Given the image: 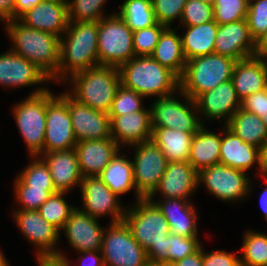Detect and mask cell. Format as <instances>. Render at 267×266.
Listing matches in <instances>:
<instances>
[{"label":"cell","instance_id":"27","mask_svg":"<svg viewBox=\"0 0 267 266\" xmlns=\"http://www.w3.org/2000/svg\"><path fill=\"white\" fill-rule=\"evenodd\" d=\"M231 81L240 100L267 88V59L252 56L236 61Z\"/></svg>","mask_w":267,"mask_h":266},{"label":"cell","instance_id":"58","mask_svg":"<svg viewBox=\"0 0 267 266\" xmlns=\"http://www.w3.org/2000/svg\"><path fill=\"white\" fill-rule=\"evenodd\" d=\"M0 266H9V263L7 262L5 256L0 251Z\"/></svg>","mask_w":267,"mask_h":266},{"label":"cell","instance_id":"40","mask_svg":"<svg viewBox=\"0 0 267 266\" xmlns=\"http://www.w3.org/2000/svg\"><path fill=\"white\" fill-rule=\"evenodd\" d=\"M14 189L20 210H38L39 207L54 193L56 189H37L26 185L19 177H16Z\"/></svg>","mask_w":267,"mask_h":266},{"label":"cell","instance_id":"25","mask_svg":"<svg viewBox=\"0 0 267 266\" xmlns=\"http://www.w3.org/2000/svg\"><path fill=\"white\" fill-rule=\"evenodd\" d=\"M119 148L113 138L77 142L74 149L82 176H99Z\"/></svg>","mask_w":267,"mask_h":266},{"label":"cell","instance_id":"29","mask_svg":"<svg viewBox=\"0 0 267 266\" xmlns=\"http://www.w3.org/2000/svg\"><path fill=\"white\" fill-rule=\"evenodd\" d=\"M196 132H185L166 127L152 129L151 140L164 153L168 162L188 161L192 137Z\"/></svg>","mask_w":267,"mask_h":266},{"label":"cell","instance_id":"24","mask_svg":"<svg viewBox=\"0 0 267 266\" xmlns=\"http://www.w3.org/2000/svg\"><path fill=\"white\" fill-rule=\"evenodd\" d=\"M111 120V137L117 145H135L151 140V110L143 109L139 112L121 116H109Z\"/></svg>","mask_w":267,"mask_h":266},{"label":"cell","instance_id":"44","mask_svg":"<svg viewBox=\"0 0 267 266\" xmlns=\"http://www.w3.org/2000/svg\"><path fill=\"white\" fill-rule=\"evenodd\" d=\"M180 20L184 26H196L214 20L213 4L201 0H188Z\"/></svg>","mask_w":267,"mask_h":266},{"label":"cell","instance_id":"7","mask_svg":"<svg viewBox=\"0 0 267 266\" xmlns=\"http://www.w3.org/2000/svg\"><path fill=\"white\" fill-rule=\"evenodd\" d=\"M133 31L118 15L111 14L98 21L99 65L120 67L133 59Z\"/></svg>","mask_w":267,"mask_h":266},{"label":"cell","instance_id":"16","mask_svg":"<svg viewBox=\"0 0 267 266\" xmlns=\"http://www.w3.org/2000/svg\"><path fill=\"white\" fill-rule=\"evenodd\" d=\"M68 107L77 142L112 138L111 120L108 113L90 108L69 93Z\"/></svg>","mask_w":267,"mask_h":266},{"label":"cell","instance_id":"42","mask_svg":"<svg viewBox=\"0 0 267 266\" xmlns=\"http://www.w3.org/2000/svg\"><path fill=\"white\" fill-rule=\"evenodd\" d=\"M143 98L144 96L140 95L136 91L120 84L108 115L121 116L128 113L142 111L144 109L142 106Z\"/></svg>","mask_w":267,"mask_h":266},{"label":"cell","instance_id":"32","mask_svg":"<svg viewBox=\"0 0 267 266\" xmlns=\"http://www.w3.org/2000/svg\"><path fill=\"white\" fill-rule=\"evenodd\" d=\"M184 27L187 28V32L181 36V40L186 60L214 53V44L219 28L214 20L196 26Z\"/></svg>","mask_w":267,"mask_h":266},{"label":"cell","instance_id":"35","mask_svg":"<svg viewBox=\"0 0 267 266\" xmlns=\"http://www.w3.org/2000/svg\"><path fill=\"white\" fill-rule=\"evenodd\" d=\"M117 14L133 32L151 27L157 23L152 0H125Z\"/></svg>","mask_w":267,"mask_h":266},{"label":"cell","instance_id":"14","mask_svg":"<svg viewBox=\"0 0 267 266\" xmlns=\"http://www.w3.org/2000/svg\"><path fill=\"white\" fill-rule=\"evenodd\" d=\"M12 214L25 238L37 247V258L65 257V254L55 249L61 232L44 219L37 210L18 209Z\"/></svg>","mask_w":267,"mask_h":266},{"label":"cell","instance_id":"30","mask_svg":"<svg viewBox=\"0 0 267 266\" xmlns=\"http://www.w3.org/2000/svg\"><path fill=\"white\" fill-rule=\"evenodd\" d=\"M220 147L221 135L206 130L203 125L192 137L188 162L197 172L219 164Z\"/></svg>","mask_w":267,"mask_h":266},{"label":"cell","instance_id":"12","mask_svg":"<svg viewBox=\"0 0 267 266\" xmlns=\"http://www.w3.org/2000/svg\"><path fill=\"white\" fill-rule=\"evenodd\" d=\"M177 93H180L187 102L183 103L172 95L159 97L153 102L150 108L152 129L166 127L185 132H197L205 125L195 113L198 111L195 100L180 90Z\"/></svg>","mask_w":267,"mask_h":266},{"label":"cell","instance_id":"28","mask_svg":"<svg viewBox=\"0 0 267 266\" xmlns=\"http://www.w3.org/2000/svg\"><path fill=\"white\" fill-rule=\"evenodd\" d=\"M166 218L172 234L197 237V213L189 200L164 198L157 202L149 198Z\"/></svg>","mask_w":267,"mask_h":266},{"label":"cell","instance_id":"41","mask_svg":"<svg viewBox=\"0 0 267 266\" xmlns=\"http://www.w3.org/2000/svg\"><path fill=\"white\" fill-rule=\"evenodd\" d=\"M249 0H214V21L218 25L246 19Z\"/></svg>","mask_w":267,"mask_h":266},{"label":"cell","instance_id":"21","mask_svg":"<svg viewBox=\"0 0 267 266\" xmlns=\"http://www.w3.org/2000/svg\"><path fill=\"white\" fill-rule=\"evenodd\" d=\"M198 112L209 120L226 119L229 122L234 113L241 108V100L235 91L231 80L226 81L214 89L202 93L195 99ZM203 113V114H202Z\"/></svg>","mask_w":267,"mask_h":266},{"label":"cell","instance_id":"6","mask_svg":"<svg viewBox=\"0 0 267 266\" xmlns=\"http://www.w3.org/2000/svg\"><path fill=\"white\" fill-rule=\"evenodd\" d=\"M236 60L211 53L187 60L180 77V91L193 100L223 82L231 80Z\"/></svg>","mask_w":267,"mask_h":266},{"label":"cell","instance_id":"20","mask_svg":"<svg viewBox=\"0 0 267 266\" xmlns=\"http://www.w3.org/2000/svg\"><path fill=\"white\" fill-rule=\"evenodd\" d=\"M198 186V172L188 161L168 162L159 186L149 198L160 192L164 198L188 200Z\"/></svg>","mask_w":267,"mask_h":266},{"label":"cell","instance_id":"3","mask_svg":"<svg viewBox=\"0 0 267 266\" xmlns=\"http://www.w3.org/2000/svg\"><path fill=\"white\" fill-rule=\"evenodd\" d=\"M5 23L14 43L10 50L35 64L51 81H58L60 37L28 27L19 19Z\"/></svg>","mask_w":267,"mask_h":266},{"label":"cell","instance_id":"5","mask_svg":"<svg viewBox=\"0 0 267 266\" xmlns=\"http://www.w3.org/2000/svg\"><path fill=\"white\" fill-rule=\"evenodd\" d=\"M73 89L69 94L94 110L109 113L121 84L119 67L98 65L71 75Z\"/></svg>","mask_w":267,"mask_h":266},{"label":"cell","instance_id":"2","mask_svg":"<svg viewBox=\"0 0 267 266\" xmlns=\"http://www.w3.org/2000/svg\"><path fill=\"white\" fill-rule=\"evenodd\" d=\"M63 35L60 38L58 82H66L74 73L99 65L98 21L69 22Z\"/></svg>","mask_w":267,"mask_h":266},{"label":"cell","instance_id":"11","mask_svg":"<svg viewBox=\"0 0 267 266\" xmlns=\"http://www.w3.org/2000/svg\"><path fill=\"white\" fill-rule=\"evenodd\" d=\"M132 146L136 147L132 164L136 201H138L141 198H149L157 189L168 160L152 140Z\"/></svg>","mask_w":267,"mask_h":266},{"label":"cell","instance_id":"18","mask_svg":"<svg viewBox=\"0 0 267 266\" xmlns=\"http://www.w3.org/2000/svg\"><path fill=\"white\" fill-rule=\"evenodd\" d=\"M74 250L81 251H100L103 241L104 228L98 224L94 218L79 208L70 214L62 230Z\"/></svg>","mask_w":267,"mask_h":266},{"label":"cell","instance_id":"48","mask_svg":"<svg viewBox=\"0 0 267 266\" xmlns=\"http://www.w3.org/2000/svg\"><path fill=\"white\" fill-rule=\"evenodd\" d=\"M241 109L256 114L267 127V88L241 100Z\"/></svg>","mask_w":267,"mask_h":266},{"label":"cell","instance_id":"19","mask_svg":"<svg viewBox=\"0 0 267 266\" xmlns=\"http://www.w3.org/2000/svg\"><path fill=\"white\" fill-rule=\"evenodd\" d=\"M19 20L28 27L52 33L61 38L68 26L67 2L63 0H42Z\"/></svg>","mask_w":267,"mask_h":266},{"label":"cell","instance_id":"38","mask_svg":"<svg viewBox=\"0 0 267 266\" xmlns=\"http://www.w3.org/2000/svg\"><path fill=\"white\" fill-rule=\"evenodd\" d=\"M32 158H34L33 162L17 176L32 188L55 189L47 163L40 156H32Z\"/></svg>","mask_w":267,"mask_h":266},{"label":"cell","instance_id":"60","mask_svg":"<svg viewBox=\"0 0 267 266\" xmlns=\"http://www.w3.org/2000/svg\"><path fill=\"white\" fill-rule=\"evenodd\" d=\"M203 2H207V3H210V4H213L214 0H201Z\"/></svg>","mask_w":267,"mask_h":266},{"label":"cell","instance_id":"17","mask_svg":"<svg viewBox=\"0 0 267 266\" xmlns=\"http://www.w3.org/2000/svg\"><path fill=\"white\" fill-rule=\"evenodd\" d=\"M214 53L236 61L255 56V40L251 37L246 19L219 25Z\"/></svg>","mask_w":267,"mask_h":266},{"label":"cell","instance_id":"52","mask_svg":"<svg viewBox=\"0 0 267 266\" xmlns=\"http://www.w3.org/2000/svg\"><path fill=\"white\" fill-rule=\"evenodd\" d=\"M175 264L176 266H203L202 246L197 252L177 261Z\"/></svg>","mask_w":267,"mask_h":266},{"label":"cell","instance_id":"50","mask_svg":"<svg viewBox=\"0 0 267 266\" xmlns=\"http://www.w3.org/2000/svg\"><path fill=\"white\" fill-rule=\"evenodd\" d=\"M79 253L81 254V257L79 259L83 260V262L80 261V266H104L103 256L100 251L89 250V251H81ZM99 254L100 256H98Z\"/></svg>","mask_w":267,"mask_h":266},{"label":"cell","instance_id":"34","mask_svg":"<svg viewBox=\"0 0 267 266\" xmlns=\"http://www.w3.org/2000/svg\"><path fill=\"white\" fill-rule=\"evenodd\" d=\"M119 155L120 152L99 175L104 184L118 197L135 188L132 161L123 154Z\"/></svg>","mask_w":267,"mask_h":266},{"label":"cell","instance_id":"22","mask_svg":"<svg viewBox=\"0 0 267 266\" xmlns=\"http://www.w3.org/2000/svg\"><path fill=\"white\" fill-rule=\"evenodd\" d=\"M51 82V79L31 61L9 50L0 55V85L31 86Z\"/></svg>","mask_w":267,"mask_h":266},{"label":"cell","instance_id":"54","mask_svg":"<svg viewBox=\"0 0 267 266\" xmlns=\"http://www.w3.org/2000/svg\"><path fill=\"white\" fill-rule=\"evenodd\" d=\"M255 56L267 59V31L255 40Z\"/></svg>","mask_w":267,"mask_h":266},{"label":"cell","instance_id":"37","mask_svg":"<svg viewBox=\"0 0 267 266\" xmlns=\"http://www.w3.org/2000/svg\"><path fill=\"white\" fill-rule=\"evenodd\" d=\"M65 194L66 192L52 194L37 210L59 232L76 208L67 204L63 198Z\"/></svg>","mask_w":267,"mask_h":266},{"label":"cell","instance_id":"59","mask_svg":"<svg viewBox=\"0 0 267 266\" xmlns=\"http://www.w3.org/2000/svg\"><path fill=\"white\" fill-rule=\"evenodd\" d=\"M156 266H176V264L175 263H162Z\"/></svg>","mask_w":267,"mask_h":266},{"label":"cell","instance_id":"15","mask_svg":"<svg viewBox=\"0 0 267 266\" xmlns=\"http://www.w3.org/2000/svg\"><path fill=\"white\" fill-rule=\"evenodd\" d=\"M80 190L84 207L80 209L82 212L94 218L110 215L111 223L123 221L126 209L123 210L118 201L119 197L104 184L99 176L83 177Z\"/></svg>","mask_w":267,"mask_h":266},{"label":"cell","instance_id":"51","mask_svg":"<svg viewBox=\"0 0 267 266\" xmlns=\"http://www.w3.org/2000/svg\"><path fill=\"white\" fill-rule=\"evenodd\" d=\"M16 19L15 0H0V20L9 21Z\"/></svg>","mask_w":267,"mask_h":266},{"label":"cell","instance_id":"13","mask_svg":"<svg viewBox=\"0 0 267 266\" xmlns=\"http://www.w3.org/2000/svg\"><path fill=\"white\" fill-rule=\"evenodd\" d=\"M200 183H204L218 200L225 202L243 200L251 191V182L246 172L220 163L198 172V185Z\"/></svg>","mask_w":267,"mask_h":266},{"label":"cell","instance_id":"23","mask_svg":"<svg viewBox=\"0 0 267 266\" xmlns=\"http://www.w3.org/2000/svg\"><path fill=\"white\" fill-rule=\"evenodd\" d=\"M225 134L221 132V147L219 163L247 172L257 163L259 174L262 173L263 151L251 144L242 141L225 125Z\"/></svg>","mask_w":267,"mask_h":266},{"label":"cell","instance_id":"8","mask_svg":"<svg viewBox=\"0 0 267 266\" xmlns=\"http://www.w3.org/2000/svg\"><path fill=\"white\" fill-rule=\"evenodd\" d=\"M43 87L14 106L15 122L32 156L43 154L46 131V91Z\"/></svg>","mask_w":267,"mask_h":266},{"label":"cell","instance_id":"45","mask_svg":"<svg viewBox=\"0 0 267 266\" xmlns=\"http://www.w3.org/2000/svg\"><path fill=\"white\" fill-rule=\"evenodd\" d=\"M168 263H176L197 252L201 248V243L197 237H184L169 234Z\"/></svg>","mask_w":267,"mask_h":266},{"label":"cell","instance_id":"53","mask_svg":"<svg viewBox=\"0 0 267 266\" xmlns=\"http://www.w3.org/2000/svg\"><path fill=\"white\" fill-rule=\"evenodd\" d=\"M41 1L42 0H15L16 19H19L24 13Z\"/></svg>","mask_w":267,"mask_h":266},{"label":"cell","instance_id":"39","mask_svg":"<svg viewBox=\"0 0 267 266\" xmlns=\"http://www.w3.org/2000/svg\"><path fill=\"white\" fill-rule=\"evenodd\" d=\"M107 0H67L68 21H100L103 16L102 6Z\"/></svg>","mask_w":267,"mask_h":266},{"label":"cell","instance_id":"31","mask_svg":"<svg viewBox=\"0 0 267 266\" xmlns=\"http://www.w3.org/2000/svg\"><path fill=\"white\" fill-rule=\"evenodd\" d=\"M150 56L179 78L182 76L187 60L182 49L181 35L176 34L174 29L166 27L162 31Z\"/></svg>","mask_w":267,"mask_h":266},{"label":"cell","instance_id":"49","mask_svg":"<svg viewBox=\"0 0 267 266\" xmlns=\"http://www.w3.org/2000/svg\"><path fill=\"white\" fill-rule=\"evenodd\" d=\"M235 254L237 253L232 254L223 250L205 253L202 249L203 266H241L240 259Z\"/></svg>","mask_w":267,"mask_h":266},{"label":"cell","instance_id":"47","mask_svg":"<svg viewBox=\"0 0 267 266\" xmlns=\"http://www.w3.org/2000/svg\"><path fill=\"white\" fill-rule=\"evenodd\" d=\"M188 0H152L156 22L170 27L179 17L181 19L184 5Z\"/></svg>","mask_w":267,"mask_h":266},{"label":"cell","instance_id":"26","mask_svg":"<svg viewBox=\"0 0 267 266\" xmlns=\"http://www.w3.org/2000/svg\"><path fill=\"white\" fill-rule=\"evenodd\" d=\"M40 157L47 163L58 192H69L76 187L75 185H81L83 176L74 148L43 153Z\"/></svg>","mask_w":267,"mask_h":266},{"label":"cell","instance_id":"9","mask_svg":"<svg viewBox=\"0 0 267 266\" xmlns=\"http://www.w3.org/2000/svg\"><path fill=\"white\" fill-rule=\"evenodd\" d=\"M101 245L104 266H150L146 251L124 221L110 223Z\"/></svg>","mask_w":267,"mask_h":266},{"label":"cell","instance_id":"36","mask_svg":"<svg viewBox=\"0 0 267 266\" xmlns=\"http://www.w3.org/2000/svg\"><path fill=\"white\" fill-rule=\"evenodd\" d=\"M241 252V266H267V234L247 231Z\"/></svg>","mask_w":267,"mask_h":266},{"label":"cell","instance_id":"1","mask_svg":"<svg viewBox=\"0 0 267 266\" xmlns=\"http://www.w3.org/2000/svg\"><path fill=\"white\" fill-rule=\"evenodd\" d=\"M123 221L130 228L133 238L146 251L150 266L168 263L169 224L149 198H141L126 210Z\"/></svg>","mask_w":267,"mask_h":266},{"label":"cell","instance_id":"33","mask_svg":"<svg viewBox=\"0 0 267 266\" xmlns=\"http://www.w3.org/2000/svg\"><path fill=\"white\" fill-rule=\"evenodd\" d=\"M226 126L242 141L262 151L267 146V127L256 114L239 108Z\"/></svg>","mask_w":267,"mask_h":266},{"label":"cell","instance_id":"57","mask_svg":"<svg viewBox=\"0 0 267 266\" xmlns=\"http://www.w3.org/2000/svg\"><path fill=\"white\" fill-rule=\"evenodd\" d=\"M262 175L267 178V146L263 149V158H262Z\"/></svg>","mask_w":267,"mask_h":266},{"label":"cell","instance_id":"55","mask_svg":"<svg viewBox=\"0 0 267 266\" xmlns=\"http://www.w3.org/2000/svg\"><path fill=\"white\" fill-rule=\"evenodd\" d=\"M36 260L39 266H70V263L66 257H61V259L56 257L37 258Z\"/></svg>","mask_w":267,"mask_h":266},{"label":"cell","instance_id":"4","mask_svg":"<svg viewBox=\"0 0 267 266\" xmlns=\"http://www.w3.org/2000/svg\"><path fill=\"white\" fill-rule=\"evenodd\" d=\"M119 72L121 84L144 97H165L180 90V78L151 56H135Z\"/></svg>","mask_w":267,"mask_h":266},{"label":"cell","instance_id":"56","mask_svg":"<svg viewBox=\"0 0 267 266\" xmlns=\"http://www.w3.org/2000/svg\"><path fill=\"white\" fill-rule=\"evenodd\" d=\"M267 181V178H265ZM260 206L263 210L264 217L267 221V187H265L264 191L260 195Z\"/></svg>","mask_w":267,"mask_h":266},{"label":"cell","instance_id":"46","mask_svg":"<svg viewBox=\"0 0 267 266\" xmlns=\"http://www.w3.org/2000/svg\"><path fill=\"white\" fill-rule=\"evenodd\" d=\"M246 20L254 40L265 33L267 31V0H249Z\"/></svg>","mask_w":267,"mask_h":266},{"label":"cell","instance_id":"43","mask_svg":"<svg viewBox=\"0 0 267 266\" xmlns=\"http://www.w3.org/2000/svg\"><path fill=\"white\" fill-rule=\"evenodd\" d=\"M165 25L158 22L148 28L133 32V50L136 56H150L156 47Z\"/></svg>","mask_w":267,"mask_h":266},{"label":"cell","instance_id":"10","mask_svg":"<svg viewBox=\"0 0 267 266\" xmlns=\"http://www.w3.org/2000/svg\"><path fill=\"white\" fill-rule=\"evenodd\" d=\"M46 131L43 153L74 148L75 138L68 107V93L46 91Z\"/></svg>","mask_w":267,"mask_h":266}]
</instances>
